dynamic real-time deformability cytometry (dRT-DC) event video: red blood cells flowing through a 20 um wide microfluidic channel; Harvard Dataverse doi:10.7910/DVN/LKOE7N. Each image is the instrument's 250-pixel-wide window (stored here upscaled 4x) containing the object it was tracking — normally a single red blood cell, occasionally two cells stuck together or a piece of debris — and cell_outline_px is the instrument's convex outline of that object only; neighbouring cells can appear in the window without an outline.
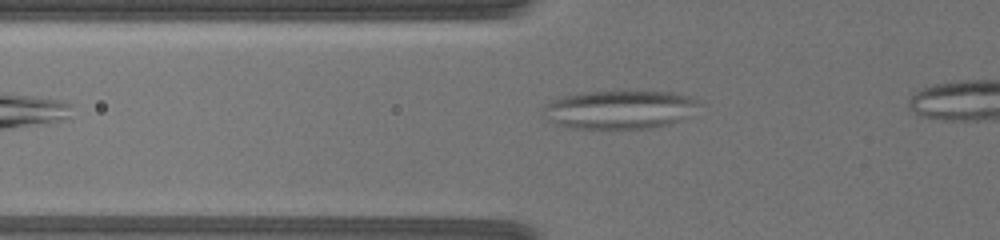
{"species": "common noctule bat (a hibernating species)", "species_latin": "Nyctalus noctula", "temperature_condition": "warm", "stored_images_in_passage": 43, "camera_frame_rate_fps": 3000, "um_per_image_px": 0.085, "animal": {"sex": "female", "body_mass_g": 19.5, "forearm_length_mm": 54.1}, "frame": {"image": 1, "passage_image": 3, "time_ms": 0.667, "image_size_px": [1000, 240], "cell_outline_px": [[704, 104], [680, 120], [668, 124], [652, 128], [572, 128], [556, 124], [548, 120], [540, 112], [552, 100], [564, 96], [584, 92], [672, 92], [688, 96]], "centroid_in_image_um": [52.66, 9.32], "position_along_channel_um": 73.1, "area_um2": 34.68}}
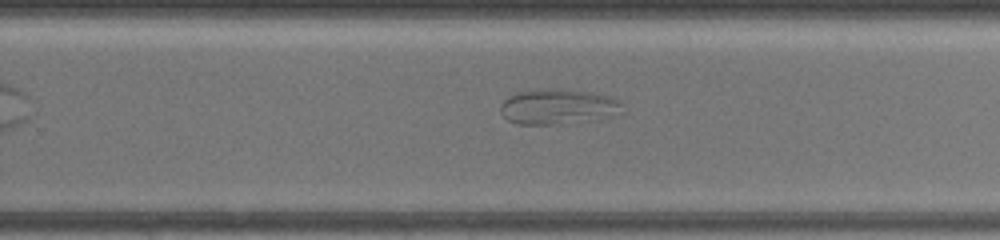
{"frame": {"image": 2, "passage_image": 26, "time_ms": 8.333, "image_size_px": [1000, 240], "cell_outline_px": [[624, 112], [596, 120], [560, 124], [516, 124], [508, 120], [500, 112], [500, 104], [508, 96], [520, 92], [548, 88], [556, 88], [612, 96], [620, 100]], "centroid_in_image_um": [47.45, 9.08], "position_along_channel_um": 282.3, "area_um2": 25.2}}
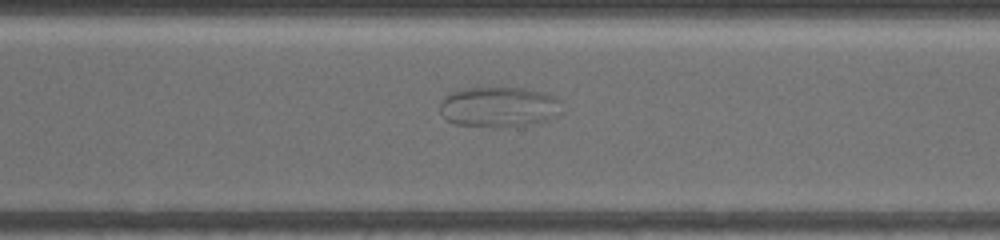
{"frame": {"image": 3, "passage_image": 31, "time_ms": 10.0, "image_size_px": [1000, 240], "cell_outline_px": [[564, 112], [548, 120], [536, 124], [508, 128], [492, 128], [456, 124], [448, 120], [440, 112], [440, 100], [444, 96], [456, 88], [520, 88], [544, 92], [560, 100]], "centroid_in_image_um": [42.42, 9.11], "position_along_channel_um": 328.2, "area_um2": 29.54}}